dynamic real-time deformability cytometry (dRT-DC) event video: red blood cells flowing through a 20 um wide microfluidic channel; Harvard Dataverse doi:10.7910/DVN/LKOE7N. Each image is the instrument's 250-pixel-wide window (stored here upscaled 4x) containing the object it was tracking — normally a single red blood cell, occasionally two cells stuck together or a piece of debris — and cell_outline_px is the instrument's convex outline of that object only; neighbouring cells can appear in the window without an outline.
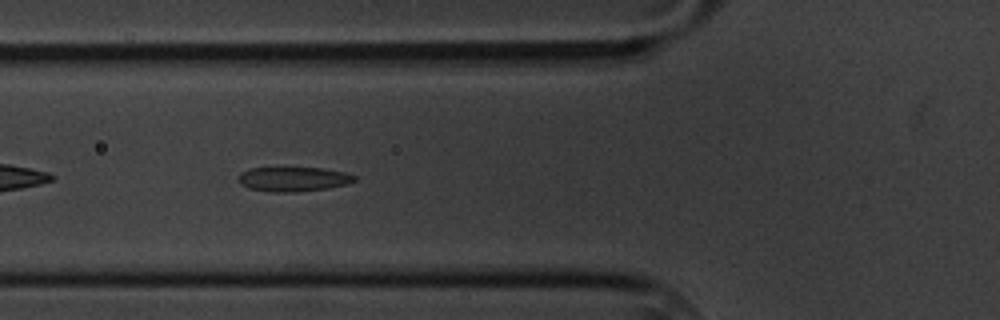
{"species": "common noctule bat (a hibernating species)", "species_latin": "Nyctalus noctula", "temperature_condition": "cold", "stored_images_in_passage": 43, "segment_of_instrument_passage": [1, 2], "camera_frame_rate_fps": 3000, "um_per_image_px": 0.085, "animal": {"sex": "male", "body_mass_g": 20.1, "forearm_length_mm": 53.5}, "frame": {"image": 1, "passage_image": 6, "time_ms": 1.667, "image_size_px": [1000, 320], "cell_outline_px": [[356, 180], [348, 184], [328, 188], [296, 192], [272, 192], [248, 188], [240, 184], [236, 180], [236, 176], [240, 172], [248, 168], [324, 168], [344, 172], [356, 176]], "centroid_in_image_um": [24.88, 15.22], "position_along_channel_um": 100.9, "area_um2": 16.82}}
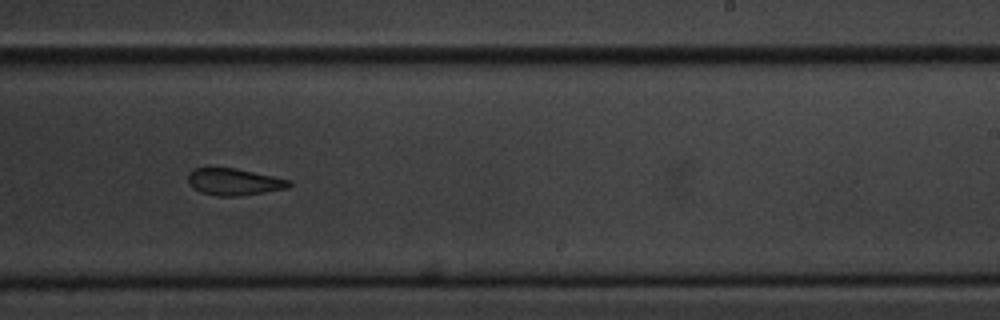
{"frame": {"image": 2, "passage_image": 21, "time_ms": 6.667, "image_size_px": [1000, 320], "cell_outline_px": [[292, 184], [288, 188], [236, 196], [220, 196], [200, 192], [192, 188], [188, 184], [188, 172], [192, 168], [236, 168], [292, 180]], "centroid_in_image_um": [19.87, 15.45], "position_along_channel_um": 269.1, "area_um2": 15.84}}
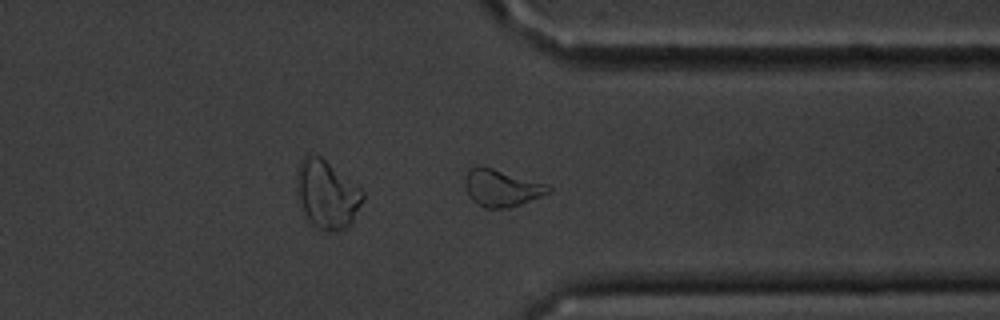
{"frame": {"image": 3, "passage_image": 30, "time_ms": 9.667, "image_size_px": [1000, 320], "cell_outline_px": [[552, 192], [520, 204], [508, 208], [484, 208], [476, 204], [468, 196], [464, 184], [464, 180], [468, 172], [476, 164], [480, 164], [544, 184], [552, 188]], "centroid_in_image_um": [42.58, 15.98], "position_along_channel_um": 368.8, "area_um2": 17.92}}